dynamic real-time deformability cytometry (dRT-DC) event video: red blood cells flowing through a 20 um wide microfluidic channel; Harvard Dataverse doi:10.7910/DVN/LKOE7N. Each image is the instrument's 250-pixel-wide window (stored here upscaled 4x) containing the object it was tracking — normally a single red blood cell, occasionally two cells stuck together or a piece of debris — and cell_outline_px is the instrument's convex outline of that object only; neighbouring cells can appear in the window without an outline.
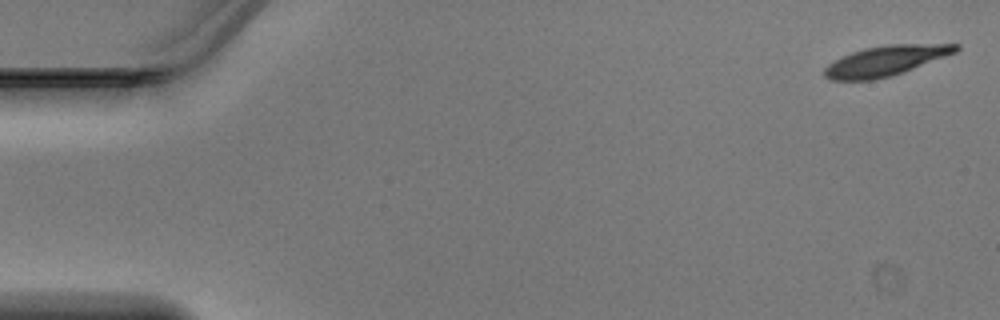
{"species": "Egyptian fruit bat (a non-hibernating species)", "species_latin": "Rousettus aegyptiacus", "temperature_condition": "warm", "stored_images_in_passage": 47, "camera_frame_rate_fps": 3000, "um_per_image_px": 0.085, "animal": {"sex": "male"}, "frame": {"image": 1, "passage_image": 1, "time_ms": 0.0, "image_size_px": [1000, 320], "cell_outline_px": [[960, 48], [956, 52], [892, 76], [872, 80], [832, 80], [824, 76], [824, 68], [828, 64], [852, 52], [864, 48], [888, 44], [960, 44]], "centroid_in_image_um": [75.27, 5.16], "position_along_channel_um": 9.7, "area_um2": 22.77}}
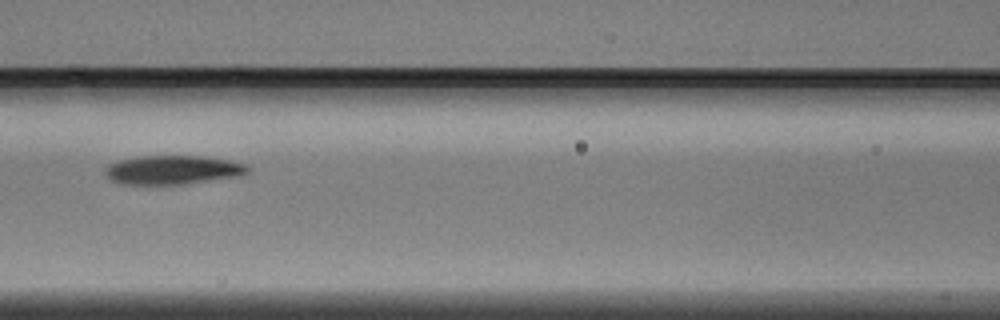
{"frame": {"image": 2, "passage_image": 21, "time_ms": 6.667, "image_size_px": [1000, 320], "cell_outline_px": [[248, 172], [244, 176], [184, 184], [120, 184], [112, 180], [104, 172], [108, 164], [120, 160], [136, 156], [204, 156], [228, 160], [244, 164], [248, 168]], "centroid_in_image_um": [14.7, 14.44], "position_along_channel_um": 151.9, "area_um2": 24.1}}
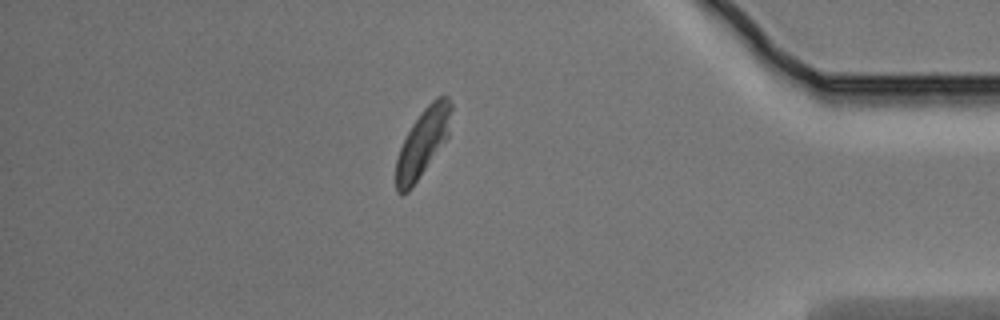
{"frame": {"image": 3, "passage_image": 41, "time_ms": 13.333, "image_size_px": [1000, 320], "cell_outline_px": [[452, 108], [448, 136], [408, 192], [396, 192], [396, 160], [400, 148], [412, 124], [424, 108], [436, 96], [448, 96], [452, 104]], "centroid_in_image_um": [35.94, 12.07], "position_along_channel_um": 399.3, "area_um2": 21.21}}